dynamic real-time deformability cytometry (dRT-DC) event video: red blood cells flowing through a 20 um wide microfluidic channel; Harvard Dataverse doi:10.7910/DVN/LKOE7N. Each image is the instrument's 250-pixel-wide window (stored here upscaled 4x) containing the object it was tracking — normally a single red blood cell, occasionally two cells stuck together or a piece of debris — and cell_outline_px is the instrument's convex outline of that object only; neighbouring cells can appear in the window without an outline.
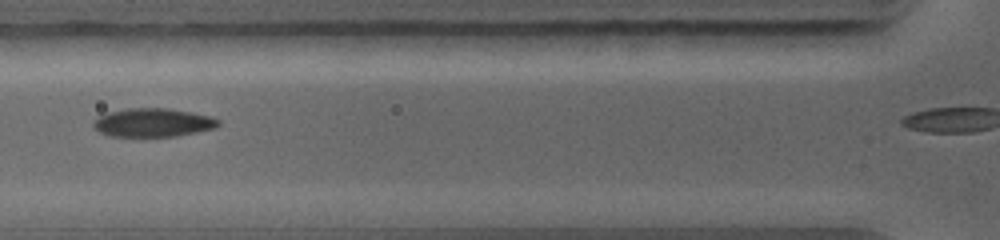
{"species": "common noctule bat (a hibernating species)", "species_latin": "Nyctalus noctula", "temperature_condition": "warm", "stored_images_in_passage": 12, "camera_frame_rate_fps": 5000, "um_per_image_px": 0.085, "animal": {"sex": "female", "body_mass_g": 19.0, "forearm_length_mm": 56.7}, "frame": {"image": 1, "passage_image": 3, "time_ms": 1.8, "image_size_px": [1000, 240], "cell_outline_px": [[220, 124], [216, 128], [176, 136], [108, 136], [100, 132], [92, 124], [92, 120], [96, 116], [108, 112], [128, 108], [168, 108], [192, 112], [208, 116], [220, 120]], "centroid_in_image_um": [12.97, 10.41], "position_along_channel_um": 112.8, "area_um2": 20.87}}
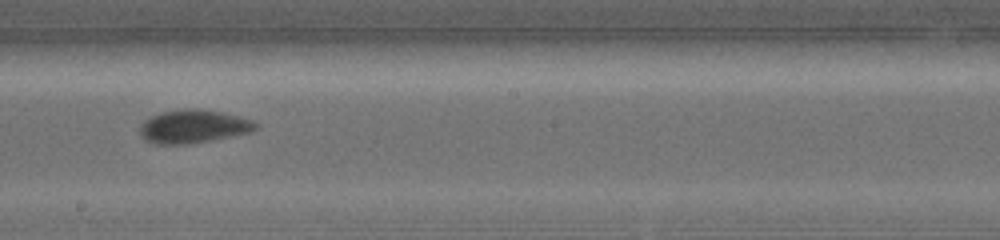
{"frame": {"image": 2, "passage_image": 6, "time_ms": 4.4, "image_size_px": [1000, 240], "cell_outline_px": [[260, 124], [256, 128], [248, 132], [212, 140], [184, 144], [156, 144], [144, 140], [140, 136], [140, 128], [144, 120], [152, 116], [164, 112], [188, 108], [220, 112], [252, 120]], "centroid_in_image_um": [16.4, 10.76], "position_along_channel_um": 231.8, "area_um2": 22.02}}
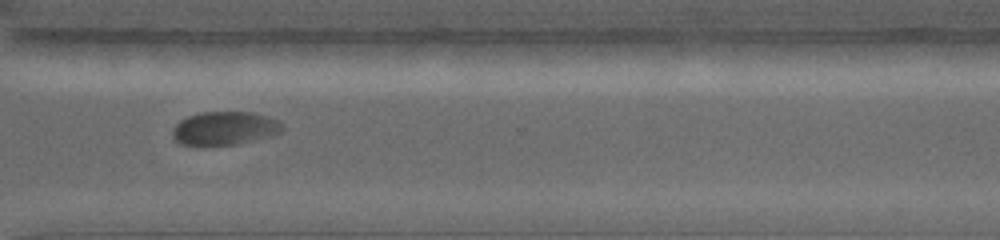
{"frame": {"image": 3, "passage_image": 9, "time_ms": 7.0, "image_size_px": [1000, 240], "cell_outline_px": [[284, 128], [280, 132], [272, 136], [236, 144], [180, 144], [172, 136], [172, 132], [176, 124], [180, 120], [188, 116], [204, 112], [256, 112], [276, 120], [284, 124]], "centroid_in_image_um": [19.13, 10.89], "position_along_channel_um": 351.5, "area_um2": 21.15}}